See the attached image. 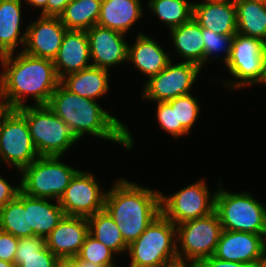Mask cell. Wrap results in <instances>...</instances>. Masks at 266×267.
Listing matches in <instances>:
<instances>
[{
  "instance_id": "cell-10",
  "label": "cell",
  "mask_w": 266,
  "mask_h": 267,
  "mask_svg": "<svg viewBox=\"0 0 266 267\" xmlns=\"http://www.w3.org/2000/svg\"><path fill=\"white\" fill-rule=\"evenodd\" d=\"M212 194V195H211ZM215 193H210L205 179H200L173 195L161 192V213L173 224L202 218L214 212Z\"/></svg>"
},
{
  "instance_id": "cell-6",
  "label": "cell",
  "mask_w": 266,
  "mask_h": 267,
  "mask_svg": "<svg viewBox=\"0 0 266 267\" xmlns=\"http://www.w3.org/2000/svg\"><path fill=\"white\" fill-rule=\"evenodd\" d=\"M27 121L39 156H63L78 139L70 127L47 105H27L17 109Z\"/></svg>"
},
{
  "instance_id": "cell-2",
  "label": "cell",
  "mask_w": 266,
  "mask_h": 267,
  "mask_svg": "<svg viewBox=\"0 0 266 267\" xmlns=\"http://www.w3.org/2000/svg\"><path fill=\"white\" fill-rule=\"evenodd\" d=\"M47 106L70 127L78 140L88 133L121 144L125 150L133 148L130 129L100 107L98 101L81 97L59 83Z\"/></svg>"
},
{
  "instance_id": "cell-24",
  "label": "cell",
  "mask_w": 266,
  "mask_h": 267,
  "mask_svg": "<svg viewBox=\"0 0 266 267\" xmlns=\"http://www.w3.org/2000/svg\"><path fill=\"white\" fill-rule=\"evenodd\" d=\"M22 0H0V57L24 46L26 31L21 33Z\"/></svg>"
},
{
  "instance_id": "cell-34",
  "label": "cell",
  "mask_w": 266,
  "mask_h": 267,
  "mask_svg": "<svg viewBox=\"0 0 266 267\" xmlns=\"http://www.w3.org/2000/svg\"><path fill=\"white\" fill-rule=\"evenodd\" d=\"M202 36L204 43V65L209 63L211 58H220L216 53L224 52L225 56L220 58L226 64L233 45L234 35H222L206 28H202ZM215 54V55H214ZM223 59V60H222Z\"/></svg>"
},
{
  "instance_id": "cell-27",
  "label": "cell",
  "mask_w": 266,
  "mask_h": 267,
  "mask_svg": "<svg viewBox=\"0 0 266 267\" xmlns=\"http://www.w3.org/2000/svg\"><path fill=\"white\" fill-rule=\"evenodd\" d=\"M57 257L38 236L19 238L14 258L15 267H55Z\"/></svg>"
},
{
  "instance_id": "cell-1",
  "label": "cell",
  "mask_w": 266,
  "mask_h": 267,
  "mask_svg": "<svg viewBox=\"0 0 266 267\" xmlns=\"http://www.w3.org/2000/svg\"><path fill=\"white\" fill-rule=\"evenodd\" d=\"M0 57V98L12 109L27 106V96H32L34 105H47L60 83L52 60L27 55Z\"/></svg>"
},
{
  "instance_id": "cell-30",
  "label": "cell",
  "mask_w": 266,
  "mask_h": 267,
  "mask_svg": "<svg viewBox=\"0 0 266 267\" xmlns=\"http://www.w3.org/2000/svg\"><path fill=\"white\" fill-rule=\"evenodd\" d=\"M148 8L170 30L193 18V3L188 0H148Z\"/></svg>"
},
{
  "instance_id": "cell-31",
  "label": "cell",
  "mask_w": 266,
  "mask_h": 267,
  "mask_svg": "<svg viewBox=\"0 0 266 267\" xmlns=\"http://www.w3.org/2000/svg\"><path fill=\"white\" fill-rule=\"evenodd\" d=\"M0 230L16 238L29 237L28 210H25L23 192L20 191L14 200L0 209Z\"/></svg>"
},
{
  "instance_id": "cell-26",
  "label": "cell",
  "mask_w": 266,
  "mask_h": 267,
  "mask_svg": "<svg viewBox=\"0 0 266 267\" xmlns=\"http://www.w3.org/2000/svg\"><path fill=\"white\" fill-rule=\"evenodd\" d=\"M237 33L266 42V4L247 0H234Z\"/></svg>"
},
{
  "instance_id": "cell-9",
  "label": "cell",
  "mask_w": 266,
  "mask_h": 267,
  "mask_svg": "<svg viewBox=\"0 0 266 267\" xmlns=\"http://www.w3.org/2000/svg\"><path fill=\"white\" fill-rule=\"evenodd\" d=\"M222 231L215 211L208 216L176 225L179 265H187V262L196 265L200 260L213 256Z\"/></svg>"
},
{
  "instance_id": "cell-42",
  "label": "cell",
  "mask_w": 266,
  "mask_h": 267,
  "mask_svg": "<svg viewBox=\"0 0 266 267\" xmlns=\"http://www.w3.org/2000/svg\"><path fill=\"white\" fill-rule=\"evenodd\" d=\"M12 110L1 98H0V131L3 124V121L6 115Z\"/></svg>"
},
{
  "instance_id": "cell-46",
  "label": "cell",
  "mask_w": 266,
  "mask_h": 267,
  "mask_svg": "<svg viewBox=\"0 0 266 267\" xmlns=\"http://www.w3.org/2000/svg\"><path fill=\"white\" fill-rule=\"evenodd\" d=\"M247 1H252V2H258V3L266 4V0H247Z\"/></svg>"
},
{
  "instance_id": "cell-33",
  "label": "cell",
  "mask_w": 266,
  "mask_h": 267,
  "mask_svg": "<svg viewBox=\"0 0 266 267\" xmlns=\"http://www.w3.org/2000/svg\"><path fill=\"white\" fill-rule=\"evenodd\" d=\"M115 254L110 248L88 234L76 257L78 260L89 261L95 265L117 267L114 262Z\"/></svg>"
},
{
  "instance_id": "cell-21",
  "label": "cell",
  "mask_w": 266,
  "mask_h": 267,
  "mask_svg": "<svg viewBox=\"0 0 266 267\" xmlns=\"http://www.w3.org/2000/svg\"><path fill=\"white\" fill-rule=\"evenodd\" d=\"M36 198L24 194L25 210H28L29 237L38 236L46 238L65 216L59 201ZM57 203V204H56Z\"/></svg>"
},
{
  "instance_id": "cell-23",
  "label": "cell",
  "mask_w": 266,
  "mask_h": 267,
  "mask_svg": "<svg viewBox=\"0 0 266 267\" xmlns=\"http://www.w3.org/2000/svg\"><path fill=\"white\" fill-rule=\"evenodd\" d=\"M60 83L67 90L94 101L110 91L108 70L94 66L65 75Z\"/></svg>"
},
{
  "instance_id": "cell-3",
  "label": "cell",
  "mask_w": 266,
  "mask_h": 267,
  "mask_svg": "<svg viewBox=\"0 0 266 267\" xmlns=\"http://www.w3.org/2000/svg\"><path fill=\"white\" fill-rule=\"evenodd\" d=\"M161 192L120 178L107 190L104 210L129 246L161 214Z\"/></svg>"
},
{
  "instance_id": "cell-45",
  "label": "cell",
  "mask_w": 266,
  "mask_h": 267,
  "mask_svg": "<svg viewBox=\"0 0 266 267\" xmlns=\"http://www.w3.org/2000/svg\"><path fill=\"white\" fill-rule=\"evenodd\" d=\"M260 267H266V251L264 253V257L262 259V263H261V266Z\"/></svg>"
},
{
  "instance_id": "cell-7",
  "label": "cell",
  "mask_w": 266,
  "mask_h": 267,
  "mask_svg": "<svg viewBox=\"0 0 266 267\" xmlns=\"http://www.w3.org/2000/svg\"><path fill=\"white\" fill-rule=\"evenodd\" d=\"M225 65L235 79L224 82L229 90L266 85V42L236 33Z\"/></svg>"
},
{
  "instance_id": "cell-44",
  "label": "cell",
  "mask_w": 266,
  "mask_h": 267,
  "mask_svg": "<svg viewBox=\"0 0 266 267\" xmlns=\"http://www.w3.org/2000/svg\"><path fill=\"white\" fill-rule=\"evenodd\" d=\"M0 267H15V265L8 261L0 260Z\"/></svg>"
},
{
  "instance_id": "cell-25",
  "label": "cell",
  "mask_w": 266,
  "mask_h": 267,
  "mask_svg": "<svg viewBox=\"0 0 266 267\" xmlns=\"http://www.w3.org/2000/svg\"><path fill=\"white\" fill-rule=\"evenodd\" d=\"M177 55L184 62L204 65V41L202 27L192 18L189 22L169 30Z\"/></svg>"
},
{
  "instance_id": "cell-29",
  "label": "cell",
  "mask_w": 266,
  "mask_h": 267,
  "mask_svg": "<svg viewBox=\"0 0 266 267\" xmlns=\"http://www.w3.org/2000/svg\"><path fill=\"white\" fill-rule=\"evenodd\" d=\"M89 234L103 243L116 254L125 253L128 245L125 243L119 228L105 210L95 213L87 218Z\"/></svg>"
},
{
  "instance_id": "cell-22",
  "label": "cell",
  "mask_w": 266,
  "mask_h": 267,
  "mask_svg": "<svg viewBox=\"0 0 266 267\" xmlns=\"http://www.w3.org/2000/svg\"><path fill=\"white\" fill-rule=\"evenodd\" d=\"M143 11L140 0H102L97 25L126 35Z\"/></svg>"
},
{
  "instance_id": "cell-11",
  "label": "cell",
  "mask_w": 266,
  "mask_h": 267,
  "mask_svg": "<svg viewBox=\"0 0 266 267\" xmlns=\"http://www.w3.org/2000/svg\"><path fill=\"white\" fill-rule=\"evenodd\" d=\"M38 157L26 118L17 109H12L6 115L0 131V161L20 172Z\"/></svg>"
},
{
  "instance_id": "cell-39",
  "label": "cell",
  "mask_w": 266,
  "mask_h": 267,
  "mask_svg": "<svg viewBox=\"0 0 266 267\" xmlns=\"http://www.w3.org/2000/svg\"><path fill=\"white\" fill-rule=\"evenodd\" d=\"M72 0H48V16L59 17Z\"/></svg>"
},
{
  "instance_id": "cell-43",
  "label": "cell",
  "mask_w": 266,
  "mask_h": 267,
  "mask_svg": "<svg viewBox=\"0 0 266 267\" xmlns=\"http://www.w3.org/2000/svg\"><path fill=\"white\" fill-rule=\"evenodd\" d=\"M78 261L80 267H105L101 265H95L94 263H90L89 261H83V260H78Z\"/></svg>"
},
{
  "instance_id": "cell-4",
  "label": "cell",
  "mask_w": 266,
  "mask_h": 267,
  "mask_svg": "<svg viewBox=\"0 0 266 267\" xmlns=\"http://www.w3.org/2000/svg\"><path fill=\"white\" fill-rule=\"evenodd\" d=\"M127 251L129 267L178 266L176 225L161 213Z\"/></svg>"
},
{
  "instance_id": "cell-5",
  "label": "cell",
  "mask_w": 266,
  "mask_h": 267,
  "mask_svg": "<svg viewBox=\"0 0 266 267\" xmlns=\"http://www.w3.org/2000/svg\"><path fill=\"white\" fill-rule=\"evenodd\" d=\"M221 180H218L214 211L223 230L266 235V206L248 191L228 192Z\"/></svg>"
},
{
  "instance_id": "cell-40",
  "label": "cell",
  "mask_w": 266,
  "mask_h": 267,
  "mask_svg": "<svg viewBox=\"0 0 266 267\" xmlns=\"http://www.w3.org/2000/svg\"><path fill=\"white\" fill-rule=\"evenodd\" d=\"M55 267H80L78 258L75 257H59L57 258Z\"/></svg>"
},
{
  "instance_id": "cell-28",
  "label": "cell",
  "mask_w": 266,
  "mask_h": 267,
  "mask_svg": "<svg viewBox=\"0 0 266 267\" xmlns=\"http://www.w3.org/2000/svg\"><path fill=\"white\" fill-rule=\"evenodd\" d=\"M102 0H72L59 16L67 30L87 31L97 24Z\"/></svg>"
},
{
  "instance_id": "cell-16",
  "label": "cell",
  "mask_w": 266,
  "mask_h": 267,
  "mask_svg": "<svg viewBox=\"0 0 266 267\" xmlns=\"http://www.w3.org/2000/svg\"><path fill=\"white\" fill-rule=\"evenodd\" d=\"M91 63L94 67L109 70L128 61V42L125 34L94 25L87 31Z\"/></svg>"
},
{
  "instance_id": "cell-41",
  "label": "cell",
  "mask_w": 266,
  "mask_h": 267,
  "mask_svg": "<svg viewBox=\"0 0 266 267\" xmlns=\"http://www.w3.org/2000/svg\"><path fill=\"white\" fill-rule=\"evenodd\" d=\"M24 2L33 8L42 9L40 15L48 16V0H24Z\"/></svg>"
},
{
  "instance_id": "cell-37",
  "label": "cell",
  "mask_w": 266,
  "mask_h": 267,
  "mask_svg": "<svg viewBox=\"0 0 266 267\" xmlns=\"http://www.w3.org/2000/svg\"><path fill=\"white\" fill-rule=\"evenodd\" d=\"M12 185L4 177L0 176V209L9 201L14 200L21 191L20 183H18V186Z\"/></svg>"
},
{
  "instance_id": "cell-35",
  "label": "cell",
  "mask_w": 266,
  "mask_h": 267,
  "mask_svg": "<svg viewBox=\"0 0 266 267\" xmlns=\"http://www.w3.org/2000/svg\"><path fill=\"white\" fill-rule=\"evenodd\" d=\"M156 115L159 126L172 137L179 138L189 133L182 127L176 126L175 108L166 102H156Z\"/></svg>"
},
{
  "instance_id": "cell-14",
  "label": "cell",
  "mask_w": 266,
  "mask_h": 267,
  "mask_svg": "<svg viewBox=\"0 0 266 267\" xmlns=\"http://www.w3.org/2000/svg\"><path fill=\"white\" fill-rule=\"evenodd\" d=\"M266 251V235L223 230L214 257L260 267Z\"/></svg>"
},
{
  "instance_id": "cell-36",
  "label": "cell",
  "mask_w": 266,
  "mask_h": 267,
  "mask_svg": "<svg viewBox=\"0 0 266 267\" xmlns=\"http://www.w3.org/2000/svg\"><path fill=\"white\" fill-rule=\"evenodd\" d=\"M18 240L14 235L0 230V260L14 264Z\"/></svg>"
},
{
  "instance_id": "cell-13",
  "label": "cell",
  "mask_w": 266,
  "mask_h": 267,
  "mask_svg": "<svg viewBox=\"0 0 266 267\" xmlns=\"http://www.w3.org/2000/svg\"><path fill=\"white\" fill-rule=\"evenodd\" d=\"M105 195L92 173L79 170L58 201L65 216L88 218L104 210Z\"/></svg>"
},
{
  "instance_id": "cell-18",
  "label": "cell",
  "mask_w": 266,
  "mask_h": 267,
  "mask_svg": "<svg viewBox=\"0 0 266 267\" xmlns=\"http://www.w3.org/2000/svg\"><path fill=\"white\" fill-rule=\"evenodd\" d=\"M86 31L66 30L60 49L53 60L59 79L92 66Z\"/></svg>"
},
{
  "instance_id": "cell-20",
  "label": "cell",
  "mask_w": 266,
  "mask_h": 267,
  "mask_svg": "<svg viewBox=\"0 0 266 267\" xmlns=\"http://www.w3.org/2000/svg\"><path fill=\"white\" fill-rule=\"evenodd\" d=\"M152 37L139 33L132 46L128 45V61L149 78L157 75L173 60Z\"/></svg>"
},
{
  "instance_id": "cell-12",
  "label": "cell",
  "mask_w": 266,
  "mask_h": 267,
  "mask_svg": "<svg viewBox=\"0 0 266 267\" xmlns=\"http://www.w3.org/2000/svg\"><path fill=\"white\" fill-rule=\"evenodd\" d=\"M201 69L195 63L182 60L174 64L171 60L161 72L147 79L141 97L143 100L166 102L190 94Z\"/></svg>"
},
{
  "instance_id": "cell-15",
  "label": "cell",
  "mask_w": 266,
  "mask_h": 267,
  "mask_svg": "<svg viewBox=\"0 0 266 267\" xmlns=\"http://www.w3.org/2000/svg\"><path fill=\"white\" fill-rule=\"evenodd\" d=\"M26 27V39L21 49L27 55L54 60L67 30L59 17L39 16Z\"/></svg>"
},
{
  "instance_id": "cell-17",
  "label": "cell",
  "mask_w": 266,
  "mask_h": 267,
  "mask_svg": "<svg viewBox=\"0 0 266 267\" xmlns=\"http://www.w3.org/2000/svg\"><path fill=\"white\" fill-rule=\"evenodd\" d=\"M88 234L87 218L64 216L56 228L45 238V245L57 258L75 257L80 252Z\"/></svg>"
},
{
  "instance_id": "cell-19",
  "label": "cell",
  "mask_w": 266,
  "mask_h": 267,
  "mask_svg": "<svg viewBox=\"0 0 266 267\" xmlns=\"http://www.w3.org/2000/svg\"><path fill=\"white\" fill-rule=\"evenodd\" d=\"M193 18L202 27L222 35L237 33L234 0H203L193 3Z\"/></svg>"
},
{
  "instance_id": "cell-32",
  "label": "cell",
  "mask_w": 266,
  "mask_h": 267,
  "mask_svg": "<svg viewBox=\"0 0 266 267\" xmlns=\"http://www.w3.org/2000/svg\"><path fill=\"white\" fill-rule=\"evenodd\" d=\"M167 102L172 108H175L176 126H182L190 133L194 123L198 120L197 118H199V112L201 110L198 99L190 93L178 96Z\"/></svg>"
},
{
  "instance_id": "cell-38",
  "label": "cell",
  "mask_w": 266,
  "mask_h": 267,
  "mask_svg": "<svg viewBox=\"0 0 266 267\" xmlns=\"http://www.w3.org/2000/svg\"><path fill=\"white\" fill-rule=\"evenodd\" d=\"M195 267H256L248 263L230 262L218 259L214 256L200 260Z\"/></svg>"
},
{
  "instance_id": "cell-8",
  "label": "cell",
  "mask_w": 266,
  "mask_h": 267,
  "mask_svg": "<svg viewBox=\"0 0 266 267\" xmlns=\"http://www.w3.org/2000/svg\"><path fill=\"white\" fill-rule=\"evenodd\" d=\"M60 156H39L32 164L20 171L21 192L24 194L58 201L79 171L61 162Z\"/></svg>"
},
{
  "instance_id": "cell-47",
  "label": "cell",
  "mask_w": 266,
  "mask_h": 267,
  "mask_svg": "<svg viewBox=\"0 0 266 267\" xmlns=\"http://www.w3.org/2000/svg\"><path fill=\"white\" fill-rule=\"evenodd\" d=\"M175 267H195V265H178V266H175Z\"/></svg>"
}]
</instances>
